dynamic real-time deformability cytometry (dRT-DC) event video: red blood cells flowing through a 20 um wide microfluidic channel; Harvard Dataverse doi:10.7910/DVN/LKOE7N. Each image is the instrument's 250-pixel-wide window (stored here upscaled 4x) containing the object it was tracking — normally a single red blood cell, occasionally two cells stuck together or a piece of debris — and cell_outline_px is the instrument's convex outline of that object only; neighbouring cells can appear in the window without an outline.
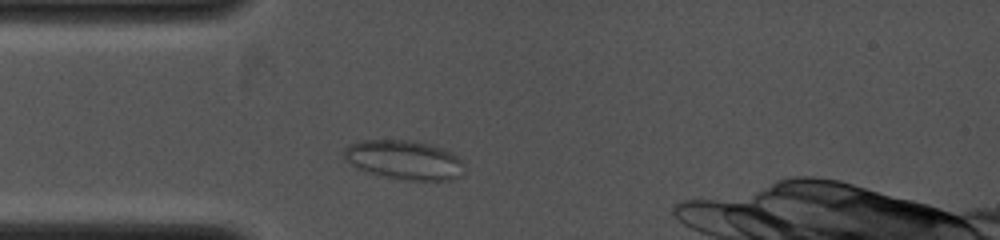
{"species": "common noctule bat (a hibernating species)", "species_latin": "Nyctalus noctula", "temperature_condition": "cold", "stored_images_in_passage": 4, "camera_frame_rate_fps": 4000, "um_per_image_px": 0.085, "animal": {"sex": "female", "body_mass_g": 19.0, "forearm_length_mm": 53.3}, "frame": {"image": 1, "passage_image": 3, "time_ms": 0.75, "image_size_px": [1000, 240], "cell_outline_px": [[464, 172], [460, 176], [452, 180], [404, 180], [380, 176], [356, 168], [344, 160], [340, 156], [344, 148], [348, 144], [360, 140], [408, 140], [428, 144], [452, 152], [464, 164]], "centroid_in_image_um": [34.29, 13.6], "position_along_channel_um": 50.7, "area_um2": 27.86}}